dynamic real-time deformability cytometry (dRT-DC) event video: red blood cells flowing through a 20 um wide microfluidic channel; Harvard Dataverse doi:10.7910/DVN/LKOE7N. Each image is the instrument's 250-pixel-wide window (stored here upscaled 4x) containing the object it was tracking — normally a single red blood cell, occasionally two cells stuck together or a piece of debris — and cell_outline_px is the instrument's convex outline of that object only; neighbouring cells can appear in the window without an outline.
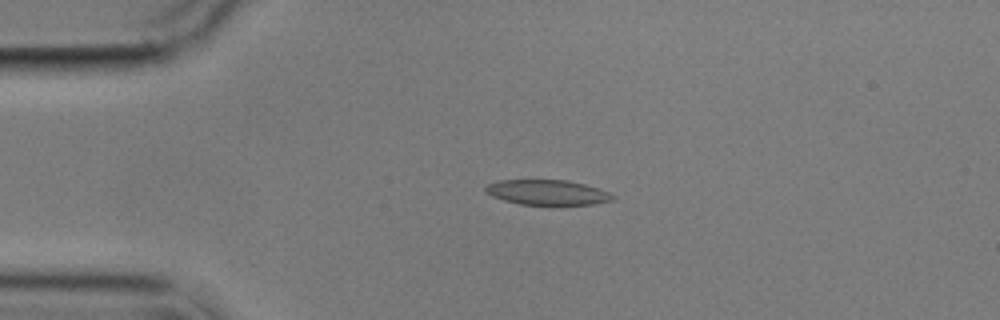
{"species": "common noctule bat (a hibernating species)", "species_latin": "Nyctalus noctula", "temperature_condition": "cold", "stored_images_in_passage": 5, "camera_frame_rate_fps": 3000, "um_per_image_px": 0.085, "animal": {"sex": "male", "body_mass_g": 17.9}, "frame": {"image": 1, "passage_image": 3, "time_ms": 2.333, "image_size_px": [1000, 320], "cell_outline_px": [[616, 200], [592, 204], [520, 204], [504, 200], [492, 196], [484, 192], [484, 188], [488, 184], [500, 180], [568, 180], [584, 184], [608, 192], [616, 196]], "centroid_in_image_um": [46.52, 16.35], "position_along_channel_um": 38.5, "area_um2": 18.44}}
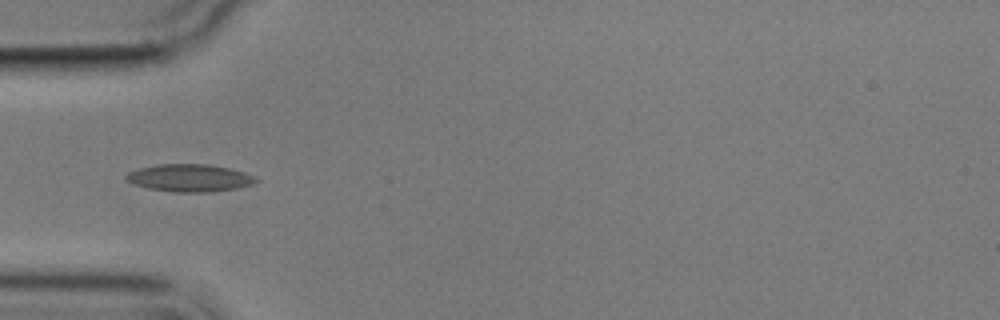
{"frame": {"image": 2, "passage_image": 4, "time_ms": 4.0, "image_size_px": [1000, 320], "cell_outline_px": [[260, 180], [252, 184], [236, 188], [208, 192], [172, 192], [148, 188], [124, 180], [124, 176], [128, 172], [140, 168], [160, 164], [208, 164], [228, 168], [244, 172], [256, 176]], "centroid_in_image_um": [16.12, 15.12], "position_along_channel_um": 68.9, "area_um2": 20.75}}
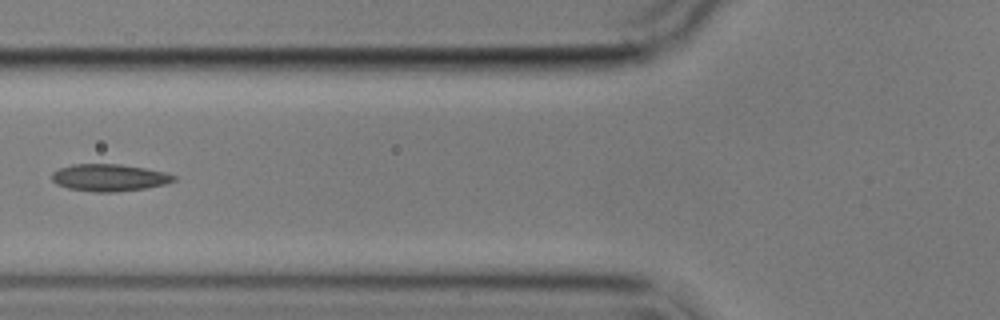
{"frame": {"image": 3, "passage_image": 5, "time_ms": 5.333, "image_size_px": [1000, 320], "cell_outline_px": [[176, 180], [164, 184], [144, 188], [116, 192], [92, 192], [68, 188], [56, 184], [52, 180], [52, 172], [60, 168], [72, 164], [120, 164], [144, 168], [164, 172], [176, 176]], "centroid_in_image_um": [9.26, 15.1], "position_along_channel_um": 116.5, "area_um2": 19.19}}